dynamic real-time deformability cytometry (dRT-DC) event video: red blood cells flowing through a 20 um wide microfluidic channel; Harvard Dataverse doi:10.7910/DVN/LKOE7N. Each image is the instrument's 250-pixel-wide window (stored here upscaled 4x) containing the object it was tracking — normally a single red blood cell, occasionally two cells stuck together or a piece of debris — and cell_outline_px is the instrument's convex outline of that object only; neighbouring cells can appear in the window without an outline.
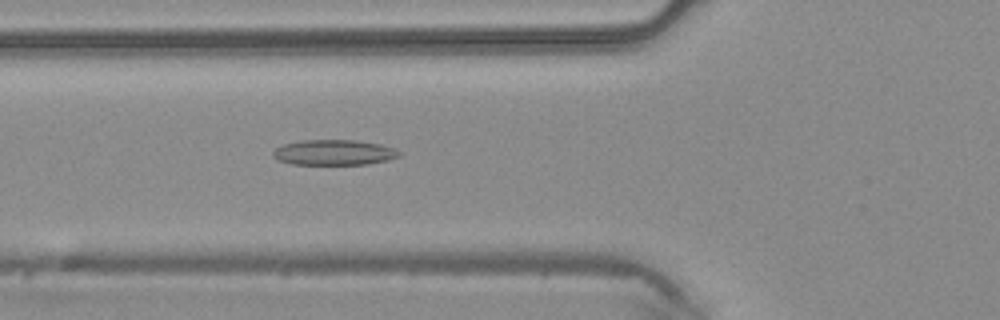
{"species": "common noctule bat (a hibernating species)", "species_latin": "Nyctalus noctula", "temperature_condition": "warm", "stored_images_in_passage": 46, "camera_frame_rate_fps": 3000, "um_per_image_px": 0.085, "animal": {"sex": "male", "body_mass_g": 20.4}, "frame": {"image": 1, "passage_image": 17, "time_ms": 5.333, "image_size_px": [1000, 320], "cell_outline_px": [[404, 152], [400, 156], [388, 160], [368, 164], [292, 164], [276, 160], [272, 156], [272, 152], [276, 148], [284, 144], [300, 140], [352, 140], [380, 144], [396, 148]], "centroid_in_image_um": [28.41, 12.96], "position_along_channel_um": 97.4, "area_um2": 18.84}}
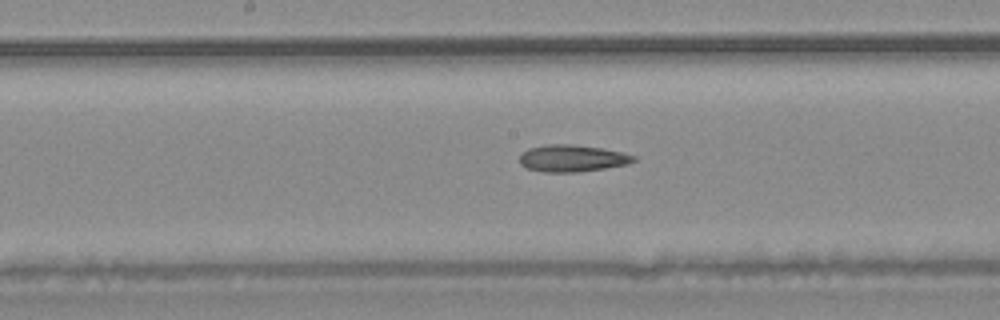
{"frame": {"image": 2, "passage_image": 24, "time_ms": 7.667, "image_size_px": [1000, 320], "cell_outline_px": [[636, 160], [628, 164], [604, 168], [576, 172], [544, 172], [528, 168], [520, 164], [520, 156], [528, 148], [548, 144], [572, 144], [604, 148], [636, 156]], "centroid_in_image_um": [48.64, 13.45], "position_along_channel_um": 199.6, "area_um2": 17.8}}
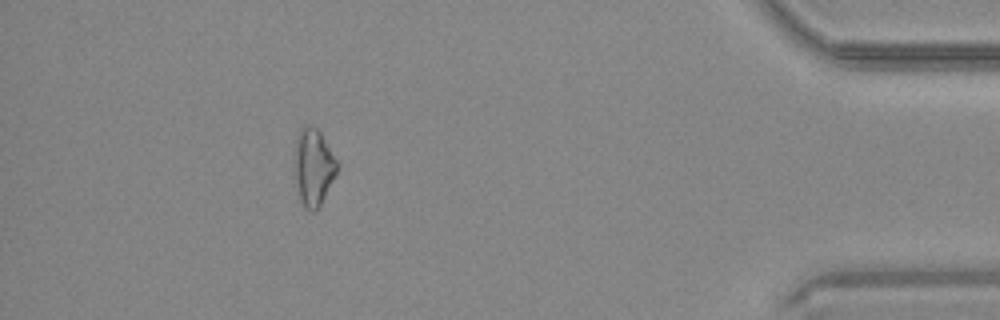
{"frame": {"image": 3, "passage_image": 42, "time_ms": 13.667, "image_size_px": [1000, 320], "cell_outline_px": [[340, 164], [316, 212], [312, 212], [304, 208], [300, 200], [296, 184], [292, 164], [296, 140], [300, 128], [308, 124], [316, 128], [320, 132]], "centroid_in_image_um": [26.6, 14.19], "position_along_channel_um": 408.6, "area_um2": 19.36}}